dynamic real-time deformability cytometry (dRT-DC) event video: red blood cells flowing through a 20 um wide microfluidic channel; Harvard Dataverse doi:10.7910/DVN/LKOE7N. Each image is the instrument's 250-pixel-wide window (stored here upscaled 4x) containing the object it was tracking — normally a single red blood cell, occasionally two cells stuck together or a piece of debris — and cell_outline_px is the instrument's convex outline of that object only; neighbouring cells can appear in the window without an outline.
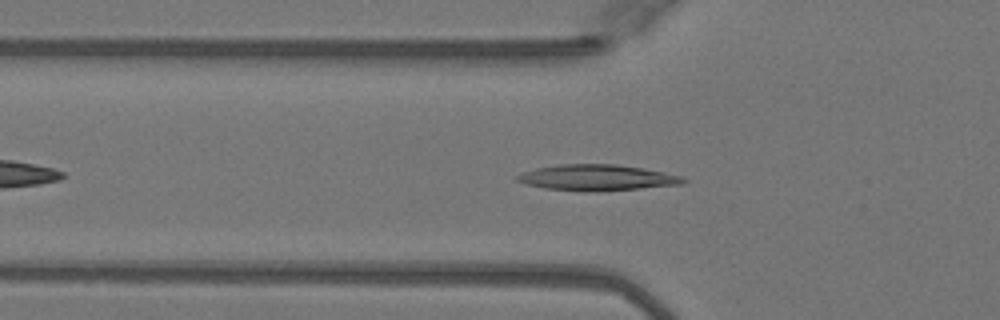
{"species": "Egyptian fruit bat (a non-hibernating species)", "species_latin": "Rousettus aegyptiacus", "temperature_condition": "warm", "stored_images_in_passage": 35, "camera_frame_rate_fps": 3000, "um_per_image_px": 0.085, "animal": {"sex": "female"}, "frame": {"image": 1, "passage_image": 2, "time_ms": 0.333, "image_size_px": [1000, 320], "cell_outline_px": [[688, 180], [684, 184], [640, 188], [544, 188], [524, 184], [516, 180], [516, 176], [524, 172], [536, 168], [560, 164], [616, 164], [664, 172], [680, 176]], "centroid_in_image_um": [50.76, 15.04], "position_along_channel_um": 75.0, "area_um2": 23.58}}
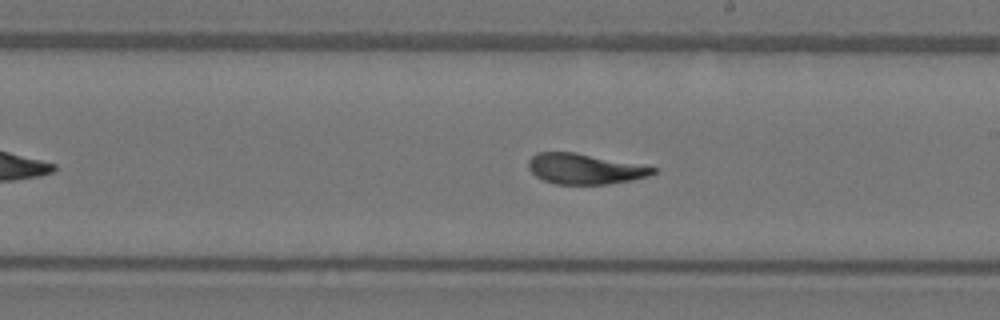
{"frame": {"image": 2, "passage_image": 14, "time_ms": 4.333, "image_size_px": [1000, 320], "cell_outline_px": [[656, 172], [648, 176], [632, 180], [608, 184], [556, 184], [544, 180], [536, 176], [528, 168], [528, 160], [536, 152], [572, 152], [656, 168]], "centroid_in_image_um": [49.64, 14.36], "position_along_channel_um": 239.4, "area_um2": 21.68}}
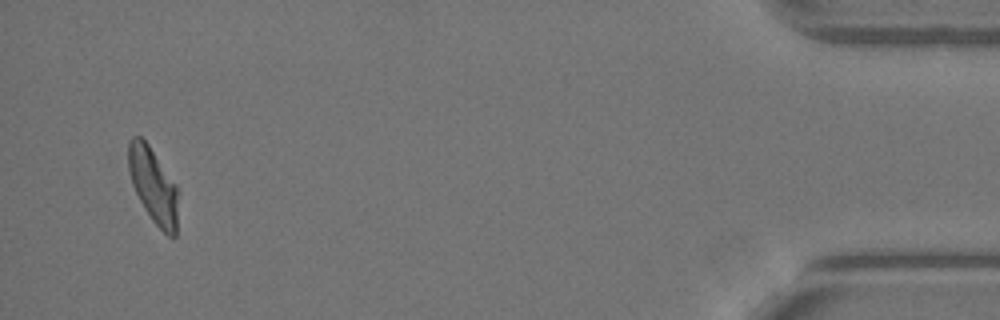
{"frame": {"image": 3, "passage_image": 33, "time_ms": 10.667, "image_size_px": [1000, 320], "cell_outline_px": [[176, 236], [168, 236], [152, 220], [144, 208], [132, 184], [128, 168], [128, 144], [132, 136], [140, 136], [148, 144], [176, 184]], "centroid_in_image_um": [12.99, 15.73], "position_along_channel_um": 422.2, "area_um2": 21.27}, "authors_computed_cell_mechanics": {"area_um2": 22.542, "velocity_mm_per_s": 4.0976, "shape_relaxation_time_tau1_ms": 3.9339, "shape_relaxation_time_tau2_ms": 1.8496, "deformation_change_tau1": 0.215, "deformation_change_tau2": 0.0586}}